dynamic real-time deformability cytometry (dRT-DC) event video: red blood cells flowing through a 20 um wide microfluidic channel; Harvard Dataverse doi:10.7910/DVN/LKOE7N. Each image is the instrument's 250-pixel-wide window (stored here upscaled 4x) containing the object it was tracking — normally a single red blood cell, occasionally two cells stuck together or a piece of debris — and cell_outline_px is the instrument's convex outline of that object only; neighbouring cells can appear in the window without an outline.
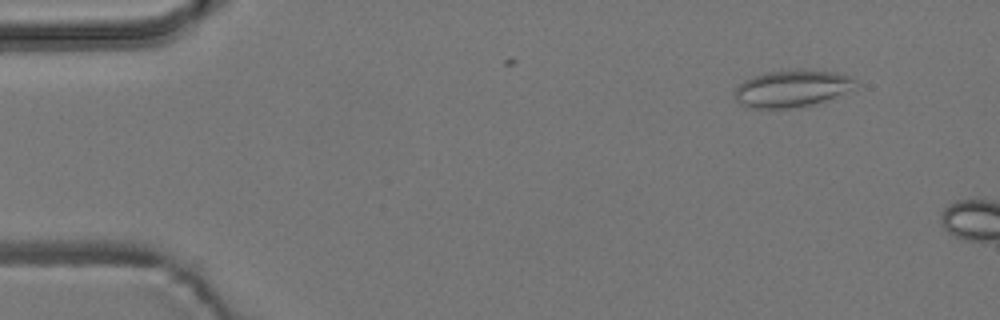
{"species": "common noctule bat (a hibernating species)", "species_latin": "Nyctalus noctula", "temperature_condition": "room temperature", "stored_images_in_passage": 2, "camera_frame_rate_fps": 3000, "um_per_image_px": 0.085, "animal": {"sex": "male", "body_mass_g": 19.2, "forearm_length_mm": 51.8}, "frame": {"image": 1, "passage_image": 1, "time_ms": 0.0, "image_size_px": [1000, 320], "cell_outline_px": [[856, 84], [816, 104], [800, 108], [748, 108], [740, 104], [736, 100], [736, 88], [744, 80], [752, 76], [768, 72], [796, 68], [804, 68], [832, 72], [852, 76], [856, 80]], "centroid_in_image_um": [67.26, 7.51], "position_along_channel_um": 17.7, "area_um2": 25.95}}